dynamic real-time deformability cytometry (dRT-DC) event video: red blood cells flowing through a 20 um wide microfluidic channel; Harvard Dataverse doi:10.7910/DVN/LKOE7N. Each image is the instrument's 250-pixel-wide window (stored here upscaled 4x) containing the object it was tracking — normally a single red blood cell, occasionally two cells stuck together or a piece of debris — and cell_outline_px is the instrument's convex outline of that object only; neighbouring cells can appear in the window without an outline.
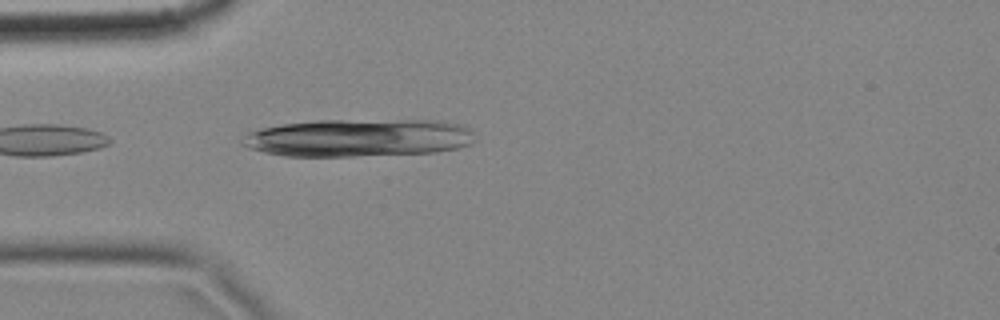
{"species": "common noctule bat (a hibernating species)", "species_latin": "Nyctalus noctula", "temperature_condition": "cold", "stored_images_in_passage": 2, "camera_frame_rate_fps": 3000, "um_per_image_px": 0.085, "animal": {"sex": "female", "body_mass_g": 18.4}, "frame": {"image": 1, "passage_image": 2, "time_ms": 0.333, "image_size_px": [1000, 320], "cell_outline_px": [[476, 140], [468, 144], [456, 148], [436, 152], [352, 156], [284, 156], [264, 152], [248, 148], [240, 144], [248, 132], [264, 128], [284, 124], [316, 120], [440, 120], [464, 124], [472, 128]], "centroid_in_image_um": [30.53, 11.7], "position_along_channel_um": 54.5, "area_um2": 51.44}}